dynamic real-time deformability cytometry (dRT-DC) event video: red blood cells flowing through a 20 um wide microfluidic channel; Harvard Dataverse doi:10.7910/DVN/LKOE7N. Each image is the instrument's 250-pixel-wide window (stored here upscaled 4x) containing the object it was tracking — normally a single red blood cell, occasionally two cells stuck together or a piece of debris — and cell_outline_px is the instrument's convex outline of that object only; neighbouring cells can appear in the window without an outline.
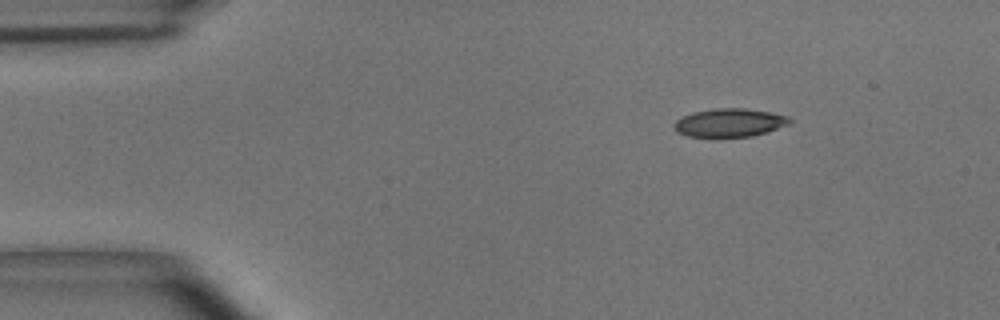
{"species": "common noctule bat (a hibernating species)", "species_latin": "Nyctalus noctula", "temperature_condition": "room temperature", "stored_images_in_passage": 3, "camera_frame_rate_fps": 3000, "um_per_image_px": 0.085, "animal": {"sex": "male", "body_mass_g": 15.6}, "frame": {"image": 1, "passage_image": 1, "time_ms": 0.0, "image_size_px": [1000, 320], "cell_outline_px": [[792, 120], [788, 124], [752, 136], [716, 140], [712, 140], [688, 136], [676, 132], [672, 124], [676, 120], [692, 112], [716, 108], [744, 108], [768, 112], [788, 116]], "centroid_in_image_um": [61.92, 10.48], "position_along_channel_um": 23.1, "area_um2": 19.71}}